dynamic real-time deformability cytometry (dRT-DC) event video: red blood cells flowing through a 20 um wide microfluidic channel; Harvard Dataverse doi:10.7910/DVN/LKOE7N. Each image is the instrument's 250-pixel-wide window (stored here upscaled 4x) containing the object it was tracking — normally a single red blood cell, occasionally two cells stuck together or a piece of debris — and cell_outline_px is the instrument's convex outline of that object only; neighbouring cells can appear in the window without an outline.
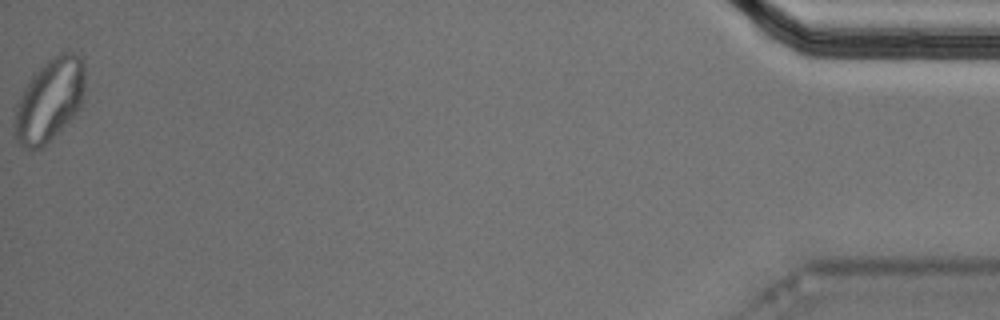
{"species": "Egyptian fruit bat (a non-hibernating species)", "species_latin": "Rousettus aegyptiacus", "temperature_condition": "cold", "stored_images_in_passage": 58, "segment_of_instrument_passage": [2, 2], "camera_frame_rate_fps": 3000, "um_per_image_px": 0.085, "animal": {"sex": "male"}, "frame": {"image": 1, "passage_image": 58, "time_ms": 19.0, "image_size_px": [1000, 320], "cell_outline_px": [[84, 96], [80, 108], [60, 132], [40, 148], [24, 148], [16, 140], [12, 128], [16, 104], [24, 88], [32, 76], [52, 56], [60, 52], [72, 52], [80, 56], [84, 60]], "centroid_in_image_um": [4.21, 8.52], "position_along_channel_um": 431.0, "area_um2": 34.22}}